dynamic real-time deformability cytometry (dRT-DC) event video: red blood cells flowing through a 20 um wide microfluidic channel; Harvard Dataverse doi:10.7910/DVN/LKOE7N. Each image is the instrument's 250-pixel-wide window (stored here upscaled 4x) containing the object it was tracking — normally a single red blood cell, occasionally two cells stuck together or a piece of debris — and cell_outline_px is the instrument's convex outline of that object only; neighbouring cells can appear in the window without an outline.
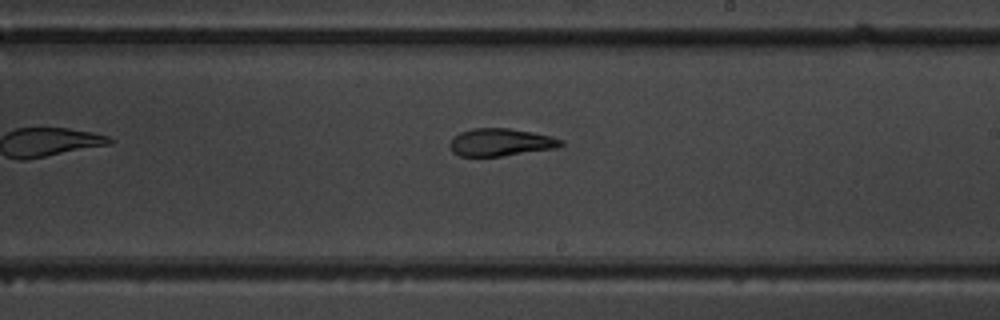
{"species": "common noctule bat (a hibernating species)", "species_latin": "Nyctalus noctula", "temperature_condition": "warm", "stored_images_in_passage": 11, "camera_frame_rate_fps": 3000, "um_per_image_px": 0.085, "animal": {"sex": "male", "body_mass_g": 19.5, "forearm_length_mm": 54.6}, "frame": {"image": 1, "passage_image": 11, "time_ms": 12.333, "image_size_px": [1000, 320], "cell_outline_px": [[564, 144], [556, 148], [500, 156], [460, 156], [452, 152], [448, 144], [460, 132], [472, 128], [508, 128], [532, 132], [552, 136], [564, 140]], "centroid_in_image_um": [42.56, 12.09], "position_along_channel_um": 246.4, "area_um2": 17.8}}